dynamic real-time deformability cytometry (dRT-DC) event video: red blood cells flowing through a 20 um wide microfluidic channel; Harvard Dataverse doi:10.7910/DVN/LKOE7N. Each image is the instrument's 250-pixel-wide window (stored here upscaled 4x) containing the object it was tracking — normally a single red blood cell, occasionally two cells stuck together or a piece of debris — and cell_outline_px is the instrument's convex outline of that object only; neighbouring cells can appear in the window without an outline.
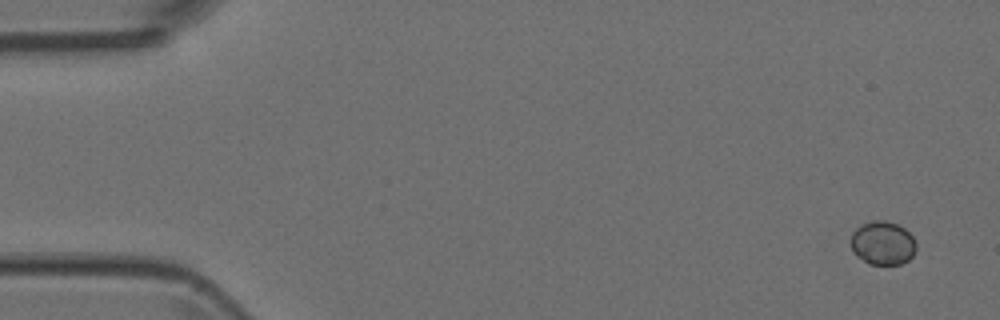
{"species": "Egyptian fruit bat (a non-hibernating species)", "species_latin": "Rousettus aegyptiacus", "temperature_condition": "room temperature", "stored_images_in_passage": 5, "camera_frame_rate_fps": 3000, "um_per_image_px": 0.085, "animal": {"sex": "female"}, "frame": {"image": 1, "passage_image": 1, "time_ms": 0.0, "image_size_px": [1000, 320], "cell_outline_px": [[916, 248], [912, 256], [908, 260], [900, 264], [868, 264], [856, 256], [852, 252], [852, 232], [856, 228], [872, 220], [884, 220], [896, 224], [904, 228], [912, 236], [916, 244]], "centroid_in_image_um": [75.02, 20.67], "position_along_channel_um": 10.0, "area_um2": 16.53}}